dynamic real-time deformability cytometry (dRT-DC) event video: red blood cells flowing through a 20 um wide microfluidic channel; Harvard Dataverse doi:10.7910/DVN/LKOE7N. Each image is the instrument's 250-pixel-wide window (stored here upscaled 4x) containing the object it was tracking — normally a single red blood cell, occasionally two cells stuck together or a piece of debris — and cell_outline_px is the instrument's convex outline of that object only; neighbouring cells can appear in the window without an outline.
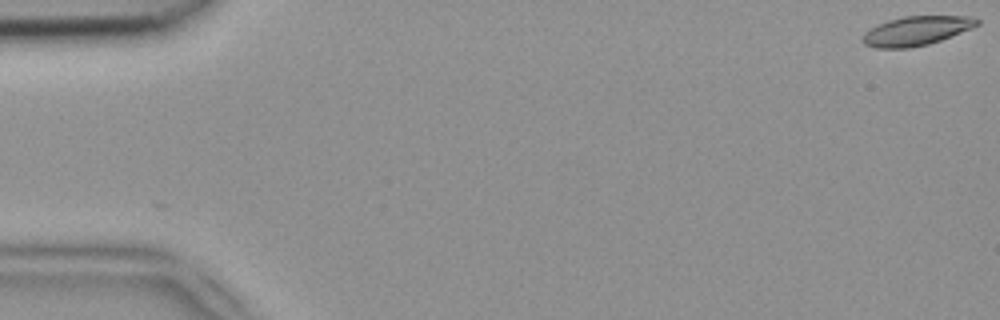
{"species": "common noctule bat (a hibernating species)", "species_latin": "Nyctalus noctula", "temperature_condition": "room temperature", "stored_images_in_passage": 11, "camera_frame_rate_fps": 3000, "um_per_image_px": 0.085, "animal": {"sex": "female", "body_mass_g": 18.4}, "frame": {"image": 1, "passage_image": 1, "time_ms": 0.0, "image_size_px": [1000, 320], "cell_outline_px": [[980, 24], [972, 28], [940, 40], [928, 44], [908, 48], [876, 48], [864, 44], [860, 40], [864, 32], [876, 24], [888, 20], [904, 16], [964, 16], [980, 20]], "centroid_in_image_um": [77.83, 2.62], "position_along_channel_um": 7.2, "area_um2": 19.48}}